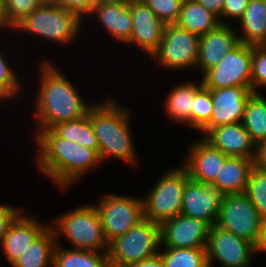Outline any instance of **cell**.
<instances>
[{"label":"cell","instance_id":"obj_1","mask_svg":"<svg viewBox=\"0 0 266 267\" xmlns=\"http://www.w3.org/2000/svg\"><path fill=\"white\" fill-rule=\"evenodd\" d=\"M34 138L38 148L34 156L37 169L61 191L102 164L94 150L59 137L52 129L41 130Z\"/></svg>","mask_w":266,"mask_h":267},{"label":"cell","instance_id":"obj_2","mask_svg":"<svg viewBox=\"0 0 266 267\" xmlns=\"http://www.w3.org/2000/svg\"><path fill=\"white\" fill-rule=\"evenodd\" d=\"M39 68V92L33 112L35 135L57 123L85 116L92 106L83 101L77 87L51 61L44 60Z\"/></svg>","mask_w":266,"mask_h":267},{"label":"cell","instance_id":"obj_3","mask_svg":"<svg viewBox=\"0 0 266 267\" xmlns=\"http://www.w3.org/2000/svg\"><path fill=\"white\" fill-rule=\"evenodd\" d=\"M99 102L95 105L93 103L88 113L97 139L101 162L114 157L134 167L138 160L131 135L130 110L123 108L110 97Z\"/></svg>","mask_w":266,"mask_h":267},{"label":"cell","instance_id":"obj_4","mask_svg":"<svg viewBox=\"0 0 266 267\" xmlns=\"http://www.w3.org/2000/svg\"><path fill=\"white\" fill-rule=\"evenodd\" d=\"M51 225L56 241L64 236L73 249L107 252L108 242L105 238L100 216L95 204L80 205L73 210L56 217ZM57 225V226H55Z\"/></svg>","mask_w":266,"mask_h":267},{"label":"cell","instance_id":"obj_5","mask_svg":"<svg viewBox=\"0 0 266 267\" xmlns=\"http://www.w3.org/2000/svg\"><path fill=\"white\" fill-rule=\"evenodd\" d=\"M82 21L60 4H46L28 14L14 31L27 32L28 35L30 33L62 46H70L82 29Z\"/></svg>","mask_w":266,"mask_h":267},{"label":"cell","instance_id":"obj_6","mask_svg":"<svg viewBox=\"0 0 266 267\" xmlns=\"http://www.w3.org/2000/svg\"><path fill=\"white\" fill-rule=\"evenodd\" d=\"M160 224L143 219L132 229L109 243V267H129L159 253Z\"/></svg>","mask_w":266,"mask_h":267},{"label":"cell","instance_id":"obj_7","mask_svg":"<svg viewBox=\"0 0 266 267\" xmlns=\"http://www.w3.org/2000/svg\"><path fill=\"white\" fill-rule=\"evenodd\" d=\"M163 174L142 197L144 219L158 224L181 213L183 190L189 179L183 166L170 168Z\"/></svg>","mask_w":266,"mask_h":267},{"label":"cell","instance_id":"obj_8","mask_svg":"<svg viewBox=\"0 0 266 267\" xmlns=\"http://www.w3.org/2000/svg\"><path fill=\"white\" fill-rule=\"evenodd\" d=\"M216 225L264 250L263 218L244 193L223 196Z\"/></svg>","mask_w":266,"mask_h":267},{"label":"cell","instance_id":"obj_9","mask_svg":"<svg viewBox=\"0 0 266 267\" xmlns=\"http://www.w3.org/2000/svg\"><path fill=\"white\" fill-rule=\"evenodd\" d=\"M199 36L178 27L166 24L158 49L152 54L154 62L166 70L194 69L198 59Z\"/></svg>","mask_w":266,"mask_h":267},{"label":"cell","instance_id":"obj_10","mask_svg":"<svg viewBox=\"0 0 266 267\" xmlns=\"http://www.w3.org/2000/svg\"><path fill=\"white\" fill-rule=\"evenodd\" d=\"M108 244L144 219L142 198L106 193L95 205Z\"/></svg>","mask_w":266,"mask_h":267},{"label":"cell","instance_id":"obj_11","mask_svg":"<svg viewBox=\"0 0 266 267\" xmlns=\"http://www.w3.org/2000/svg\"><path fill=\"white\" fill-rule=\"evenodd\" d=\"M252 45L239 42L214 67L202 74L209 89L251 87Z\"/></svg>","mask_w":266,"mask_h":267},{"label":"cell","instance_id":"obj_12","mask_svg":"<svg viewBox=\"0 0 266 267\" xmlns=\"http://www.w3.org/2000/svg\"><path fill=\"white\" fill-rule=\"evenodd\" d=\"M262 253L254 244L224 230L218 225L211 226L206 244L208 267L214 262L221 267H251L253 254Z\"/></svg>","mask_w":266,"mask_h":267},{"label":"cell","instance_id":"obj_13","mask_svg":"<svg viewBox=\"0 0 266 267\" xmlns=\"http://www.w3.org/2000/svg\"><path fill=\"white\" fill-rule=\"evenodd\" d=\"M211 226L182 214L160 224L161 247L206 248Z\"/></svg>","mask_w":266,"mask_h":267},{"label":"cell","instance_id":"obj_14","mask_svg":"<svg viewBox=\"0 0 266 267\" xmlns=\"http://www.w3.org/2000/svg\"><path fill=\"white\" fill-rule=\"evenodd\" d=\"M223 196L224 194L213 185L189 178L183 190L180 214L200 219L214 226L218 220Z\"/></svg>","mask_w":266,"mask_h":267},{"label":"cell","instance_id":"obj_15","mask_svg":"<svg viewBox=\"0 0 266 267\" xmlns=\"http://www.w3.org/2000/svg\"><path fill=\"white\" fill-rule=\"evenodd\" d=\"M212 114L210 121L199 131L204 137L212 128L241 122L252 87H227L210 89Z\"/></svg>","mask_w":266,"mask_h":267},{"label":"cell","instance_id":"obj_16","mask_svg":"<svg viewBox=\"0 0 266 267\" xmlns=\"http://www.w3.org/2000/svg\"><path fill=\"white\" fill-rule=\"evenodd\" d=\"M129 9L132 16V32L127 44L139 47L151 57L161 43L166 24L143 0H129Z\"/></svg>","mask_w":266,"mask_h":267},{"label":"cell","instance_id":"obj_17","mask_svg":"<svg viewBox=\"0 0 266 267\" xmlns=\"http://www.w3.org/2000/svg\"><path fill=\"white\" fill-rule=\"evenodd\" d=\"M199 139L190 145L191 149L184 159L183 167L192 180L211 185L229 156L215 148L203 136Z\"/></svg>","mask_w":266,"mask_h":267},{"label":"cell","instance_id":"obj_18","mask_svg":"<svg viewBox=\"0 0 266 267\" xmlns=\"http://www.w3.org/2000/svg\"><path fill=\"white\" fill-rule=\"evenodd\" d=\"M22 214L23 212L11 223L0 243L3 256L10 263V266L50 226V224L42 223L34 216Z\"/></svg>","mask_w":266,"mask_h":267},{"label":"cell","instance_id":"obj_19","mask_svg":"<svg viewBox=\"0 0 266 267\" xmlns=\"http://www.w3.org/2000/svg\"><path fill=\"white\" fill-rule=\"evenodd\" d=\"M231 24H220L216 29L199 36L196 67L203 74L218 64L238 43V34Z\"/></svg>","mask_w":266,"mask_h":267},{"label":"cell","instance_id":"obj_20","mask_svg":"<svg viewBox=\"0 0 266 267\" xmlns=\"http://www.w3.org/2000/svg\"><path fill=\"white\" fill-rule=\"evenodd\" d=\"M204 138L227 156L255 158L256 144L241 122L214 127Z\"/></svg>","mask_w":266,"mask_h":267},{"label":"cell","instance_id":"obj_21","mask_svg":"<svg viewBox=\"0 0 266 267\" xmlns=\"http://www.w3.org/2000/svg\"><path fill=\"white\" fill-rule=\"evenodd\" d=\"M98 18L97 22L114 40L125 43L130 40L132 32V16L129 9V0L120 2L96 3L90 13Z\"/></svg>","mask_w":266,"mask_h":267},{"label":"cell","instance_id":"obj_22","mask_svg":"<svg viewBox=\"0 0 266 267\" xmlns=\"http://www.w3.org/2000/svg\"><path fill=\"white\" fill-rule=\"evenodd\" d=\"M253 167L254 159L229 156L211 185L218 188L224 195L242 194L246 190Z\"/></svg>","mask_w":266,"mask_h":267},{"label":"cell","instance_id":"obj_23","mask_svg":"<svg viewBox=\"0 0 266 267\" xmlns=\"http://www.w3.org/2000/svg\"><path fill=\"white\" fill-rule=\"evenodd\" d=\"M238 22L243 31L238 34L239 42L249 45L266 44V0H249Z\"/></svg>","mask_w":266,"mask_h":267},{"label":"cell","instance_id":"obj_24","mask_svg":"<svg viewBox=\"0 0 266 267\" xmlns=\"http://www.w3.org/2000/svg\"><path fill=\"white\" fill-rule=\"evenodd\" d=\"M175 24L198 36L216 29L219 18L195 0H183L178 20Z\"/></svg>","mask_w":266,"mask_h":267},{"label":"cell","instance_id":"obj_25","mask_svg":"<svg viewBox=\"0 0 266 267\" xmlns=\"http://www.w3.org/2000/svg\"><path fill=\"white\" fill-rule=\"evenodd\" d=\"M200 82H186L173 87L165 100V110L170 119L178 123H185L192 129V107L196 89Z\"/></svg>","mask_w":266,"mask_h":267},{"label":"cell","instance_id":"obj_26","mask_svg":"<svg viewBox=\"0 0 266 267\" xmlns=\"http://www.w3.org/2000/svg\"><path fill=\"white\" fill-rule=\"evenodd\" d=\"M56 236L51 225L24 251L12 267H53Z\"/></svg>","mask_w":266,"mask_h":267},{"label":"cell","instance_id":"obj_27","mask_svg":"<svg viewBox=\"0 0 266 267\" xmlns=\"http://www.w3.org/2000/svg\"><path fill=\"white\" fill-rule=\"evenodd\" d=\"M56 243L53 267H109L107 252L62 248Z\"/></svg>","mask_w":266,"mask_h":267},{"label":"cell","instance_id":"obj_28","mask_svg":"<svg viewBox=\"0 0 266 267\" xmlns=\"http://www.w3.org/2000/svg\"><path fill=\"white\" fill-rule=\"evenodd\" d=\"M241 123L256 145L266 140V98L260 92L249 96Z\"/></svg>","mask_w":266,"mask_h":267},{"label":"cell","instance_id":"obj_29","mask_svg":"<svg viewBox=\"0 0 266 267\" xmlns=\"http://www.w3.org/2000/svg\"><path fill=\"white\" fill-rule=\"evenodd\" d=\"M51 129L59 137L79 143L94 150L99 155V147L89 119V113L75 120L57 123Z\"/></svg>","mask_w":266,"mask_h":267},{"label":"cell","instance_id":"obj_30","mask_svg":"<svg viewBox=\"0 0 266 267\" xmlns=\"http://www.w3.org/2000/svg\"><path fill=\"white\" fill-rule=\"evenodd\" d=\"M159 251L165 267H208L206 248H171Z\"/></svg>","mask_w":266,"mask_h":267},{"label":"cell","instance_id":"obj_31","mask_svg":"<svg viewBox=\"0 0 266 267\" xmlns=\"http://www.w3.org/2000/svg\"><path fill=\"white\" fill-rule=\"evenodd\" d=\"M244 194L264 219L266 217V171L255 166L251 169Z\"/></svg>","mask_w":266,"mask_h":267},{"label":"cell","instance_id":"obj_32","mask_svg":"<svg viewBox=\"0 0 266 267\" xmlns=\"http://www.w3.org/2000/svg\"><path fill=\"white\" fill-rule=\"evenodd\" d=\"M211 90L201 84L195 91L192 107V129L200 131L209 121L212 114Z\"/></svg>","mask_w":266,"mask_h":267},{"label":"cell","instance_id":"obj_33","mask_svg":"<svg viewBox=\"0 0 266 267\" xmlns=\"http://www.w3.org/2000/svg\"><path fill=\"white\" fill-rule=\"evenodd\" d=\"M5 54L3 55L0 50V102L6 100L15 99L18 95L22 94L24 87L18 78L16 71L13 70L14 67L9 65L5 60Z\"/></svg>","mask_w":266,"mask_h":267},{"label":"cell","instance_id":"obj_34","mask_svg":"<svg viewBox=\"0 0 266 267\" xmlns=\"http://www.w3.org/2000/svg\"><path fill=\"white\" fill-rule=\"evenodd\" d=\"M251 87L253 92L266 87V44L252 45Z\"/></svg>","mask_w":266,"mask_h":267},{"label":"cell","instance_id":"obj_35","mask_svg":"<svg viewBox=\"0 0 266 267\" xmlns=\"http://www.w3.org/2000/svg\"><path fill=\"white\" fill-rule=\"evenodd\" d=\"M40 5L38 0H4L5 13L9 25L14 29Z\"/></svg>","mask_w":266,"mask_h":267},{"label":"cell","instance_id":"obj_36","mask_svg":"<svg viewBox=\"0 0 266 267\" xmlns=\"http://www.w3.org/2000/svg\"><path fill=\"white\" fill-rule=\"evenodd\" d=\"M147 6L165 24L178 20L183 0H144Z\"/></svg>","mask_w":266,"mask_h":267},{"label":"cell","instance_id":"obj_37","mask_svg":"<svg viewBox=\"0 0 266 267\" xmlns=\"http://www.w3.org/2000/svg\"><path fill=\"white\" fill-rule=\"evenodd\" d=\"M249 0H224L222 15H221V24H228L226 19H229L234 22L239 20L245 9L248 5Z\"/></svg>","mask_w":266,"mask_h":267},{"label":"cell","instance_id":"obj_38","mask_svg":"<svg viewBox=\"0 0 266 267\" xmlns=\"http://www.w3.org/2000/svg\"><path fill=\"white\" fill-rule=\"evenodd\" d=\"M95 4L96 0H60L63 8L75 13L81 20L90 15Z\"/></svg>","mask_w":266,"mask_h":267},{"label":"cell","instance_id":"obj_39","mask_svg":"<svg viewBox=\"0 0 266 267\" xmlns=\"http://www.w3.org/2000/svg\"><path fill=\"white\" fill-rule=\"evenodd\" d=\"M21 212H24L22 208L0 205V243L11 223Z\"/></svg>","mask_w":266,"mask_h":267},{"label":"cell","instance_id":"obj_40","mask_svg":"<svg viewBox=\"0 0 266 267\" xmlns=\"http://www.w3.org/2000/svg\"><path fill=\"white\" fill-rule=\"evenodd\" d=\"M254 166L260 170L266 171V140L256 145Z\"/></svg>","mask_w":266,"mask_h":267},{"label":"cell","instance_id":"obj_41","mask_svg":"<svg viewBox=\"0 0 266 267\" xmlns=\"http://www.w3.org/2000/svg\"><path fill=\"white\" fill-rule=\"evenodd\" d=\"M195 1L201 4L206 9H208L214 15H216L221 23V15L223 10L224 0H195Z\"/></svg>","mask_w":266,"mask_h":267},{"label":"cell","instance_id":"obj_42","mask_svg":"<svg viewBox=\"0 0 266 267\" xmlns=\"http://www.w3.org/2000/svg\"><path fill=\"white\" fill-rule=\"evenodd\" d=\"M129 267H165L162 256L157 253L155 256L136 262Z\"/></svg>","mask_w":266,"mask_h":267},{"label":"cell","instance_id":"obj_43","mask_svg":"<svg viewBox=\"0 0 266 267\" xmlns=\"http://www.w3.org/2000/svg\"><path fill=\"white\" fill-rule=\"evenodd\" d=\"M7 28V29H5ZM11 28V29H10ZM0 29L7 30L10 29L13 30V28L9 25V22L6 18L5 8H4V0H0Z\"/></svg>","mask_w":266,"mask_h":267},{"label":"cell","instance_id":"obj_44","mask_svg":"<svg viewBox=\"0 0 266 267\" xmlns=\"http://www.w3.org/2000/svg\"><path fill=\"white\" fill-rule=\"evenodd\" d=\"M41 5L46 4H60V0H38Z\"/></svg>","mask_w":266,"mask_h":267},{"label":"cell","instance_id":"obj_45","mask_svg":"<svg viewBox=\"0 0 266 267\" xmlns=\"http://www.w3.org/2000/svg\"><path fill=\"white\" fill-rule=\"evenodd\" d=\"M263 243L264 248L266 247V217L263 219Z\"/></svg>","mask_w":266,"mask_h":267},{"label":"cell","instance_id":"obj_46","mask_svg":"<svg viewBox=\"0 0 266 267\" xmlns=\"http://www.w3.org/2000/svg\"><path fill=\"white\" fill-rule=\"evenodd\" d=\"M120 1H126V0H96V3H102V2H120Z\"/></svg>","mask_w":266,"mask_h":267}]
</instances>
